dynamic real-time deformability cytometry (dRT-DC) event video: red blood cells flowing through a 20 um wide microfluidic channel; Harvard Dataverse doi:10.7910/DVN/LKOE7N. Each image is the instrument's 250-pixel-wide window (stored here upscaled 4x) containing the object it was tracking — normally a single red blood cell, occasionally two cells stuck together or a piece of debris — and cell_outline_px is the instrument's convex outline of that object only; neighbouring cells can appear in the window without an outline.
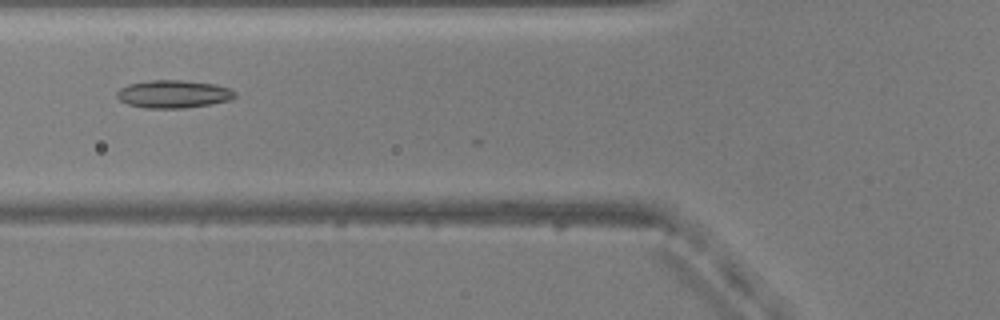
{"species": "common noctule bat (a hibernating species)", "species_latin": "Nyctalus noctula", "temperature_condition": "warm", "stored_images_in_passage": 24, "camera_frame_rate_fps": 3000, "um_per_image_px": 0.085, "animal": {"sex": "male", "body_mass_g": 20.5, "forearm_length_mm": 52.5}, "frame": {"image": 1, "passage_image": 5, "time_ms": 1.333, "image_size_px": [1000, 320], "cell_outline_px": [[236, 96], [228, 100], [208, 104], [184, 108], [144, 108], [128, 104], [120, 100], [116, 96], [116, 92], [120, 88], [128, 84], [152, 80], [184, 80], [216, 84], [228, 88], [236, 92]], "centroid_in_image_um": [14.72, 7.99], "position_along_channel_um": 111.1, "area_um2": 19.07}}
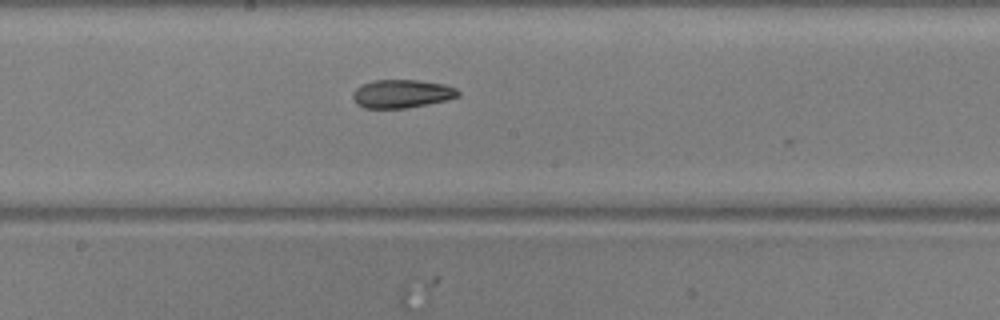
{"frame": {"image": 2, "passage_image": 13, "time_ms": 4.0, "image_size_px": [1000, 320], "cell_outline_px": [[460, 96], [448, 100], [408, 108], [364, 108], [356, 104], [352, 96], [352, 92], [360, 84], [372, 80], [420, 80], [444, 84], [456, 88], [460, 92]], "centroid_in_image_um": [34.15, 7.96], "position_along_channel_um": 214.1, "area_um2": 17.69}}
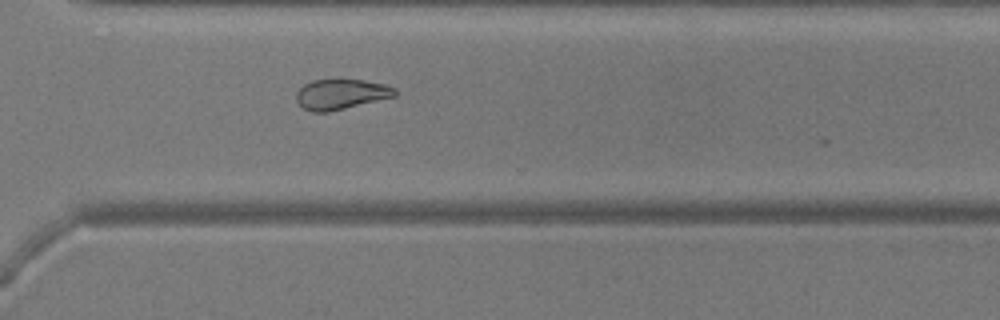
{"frame": {"image": 3, "passage_image": 23, "time_ms": 7.333, "image_size_px": [1000, 320], "cell_outline_px": [[396, 96], [328, 112], [312, 112], [304, 108], [296, 100], [296, 92], [304, 84], [312, 80], [340, 76], [364, 80], [384, 84], [396, 88]], "centroid_in_image_um": [28.97, 7.95], "position_along_channel_um": 341.6, "area_um2": 17.98}}